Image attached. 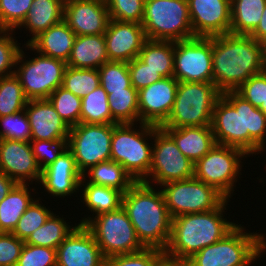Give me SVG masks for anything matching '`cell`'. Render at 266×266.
I'll return each instance as SVG.
<instances>
[{"instance_id": "15", "label": "cell", "mask_w": 266, "mask_h": 266, "mask_svg": "<svg viewBox=\"0 0 266 266\" xmlns=\"http://www.w3.org/2000/svg\"><path fill=\"white\" fill-rule=\"evenodd\" d=\"M173 77L178 82H213L212 37L174 42Z\"/></svg>"}, {"instance_id": "40", "label": "cell", "mask_w": 266, "mask_h": 266, "mask_svg": "<svg viewBox=\"0 0 266 266\" xmlns=\"http://www.w3.org/2000/svg\"><path fill=\"white\" fill-rule=\"evenodd\" d=\"M52 213L53 211L51 212L49 208L39 203V199L34 200L19 219L12 234L25 242L34 231L46 222Z\"/></svg>"}, {"instance_id": "23", "label": "cell", "mask_w": 266, "mask_h": 266, "mask_svg": "<svg viewBox=\"0 0 266 266\" xmlns=\"http://www.w3.org/2000/svg\"><path fill=\"white\" fill-rule=\"evenodd\" d=\"M25 112L30 124V140H68L70 127L48 99L28 100Z\"/></svg>"}, {"instance_id": "53", "label": "cell", "mask_w": 266, "mask_h": 266, "mask_svg": "<svg viewBox=\"0 0 266 266\" xmlns=\"http://www.w3.org/2000/svg\"><path fill=\"white\" fill-rule=\"evenodd\" d=\"M157 266H184V264L164 258Z\"/></svg>"}, {"instance_id": "6", "label": "cell", "mask_w": 266, "mask_h": 266, "mask_svg": "<svg viewBox=\"0 0 266 266\" xmlns=\"http://www.w3.org/2000/svg\"><path fill=\"white\" fill-rule=\"evenodd\" d=\"M134 125L113 124L110 160L119 163L135 182H144L152 163L153 147L147 141L153 138V125L140 122L139 131Z\"/></svg>"}, {"instance_id": "29", "label": "cell", "mask_w": 266, "mask_h": 266, "mask_svg": "<svg viewBox=\"0 0 266 266\" xmlns=\"http://www.w3.org/2000/svg\"><path fill=\"white\" fill-rule=\"evenodd\" d=\"M266 0H231V28L234 35H250L258 26Z\"/></svg>"}, {"instance_id": "12", "label": "cell", "mask_w": 266, "mask_h": 266, "mask_svg": "<svg viewBox=\"0 0 266 266\" xmlns=\"http://www.w3.org/2000/svg\"><path fill=\"white\" fill-rule=\"evenodd\" d=\"M247 154L235 147L215 144L214 147L194 164V177L215 187L227 199L234 191L236 177L241 173L242 157Z\"/></svg>"}, {"instance_id": "8", "label": "cell", "mask_w": 266, "mask_h": 266, "mask_svg": "<svg viewBox=\"0 0 266 266\" xmlns=\"http://www.w3.org/2000/svg\"><path fill=\"white\" fill-rule=\"evenodd\" d=\"M79 224L85 225L92 233L105 259L140 252L146 248L138 239L135 228L122 206L94 218H83Z\"/></svg>"}, {"instance_id": "39", "label": "cell", "mask_w": 266, "mask_h": 266, "mask_svg": "<svg viewBox=\"0 0 266 266\" xmlns=\"http://www.w3.org/2000/svg\"><path fill=\"white\" fill-rule=\"evenodd\" d=\"M100 85L110 94L111 91H125L131 86L128 63L108 61L99 69Z\"/></svg>"}, {"instance_id": "50", "label": "cell", "mask_w": 266, "mask_h": 266, "mask_svg": "<svg viewBox=\"0 0 266 266\" xmlns=\"http://www.w3.org/2000/svg\"><path fill=\"white\" fill-rule=\"evenodd\" d=\"M23 245L12 233L0 232V266H16Z\"/></svg>"}, {"instance_id": "32", "label": "cell", "mask_w": 266, "mask_h": 266, "mask_svg": "<svg viewBox=\"0 0 266 266\" xmlns=\"http://www.w3.org/2000/svg\"><path fill=\"white\" fill-rule=\"evenodd\" d=\"M89 183L117 189L123 194L135 183L133 178L117 162H101L88 170Z\"/></svg>"}, {"instance_id": "2", "label": "cell", "mask_w": 266, "mask_h": 266, "mask_svg": "<svg viewBox=\"0 0 266 266\" xmlns=\"http://www.w3.org/2000/svg\"><path fill=\"white\" fill-rule=\"evenodd\" d=\"M213 83L223 93L235 91L266 70V45L250 35L212 37Z\"/></svg>"}, {"instance_id": "37", "label": "cell", "mask_w": 266, "mask_h": 266, "mask_svg": "<svg viewBox=\"0 0 266 266\" xmlns=\"http://www.w3.org/2000/svg\"><path fill=\"white\" fill-rule=\"evenodd\" d=\"M99 85L100 76L98 69L66 67L62 87L77 97L83 98Z\"/></svg>"}, {"instance_id": "4", "label": "cell", "mask_w": 266, "mask_h": 266, "mask_svg": "<svg viewBox=\"0 0 266 266\" xmlns=\"http://www.w3.org/2000/svg\"><path fill=\"white\" fill-rule=\"evenodd\" d=\"M143 181L135 182L124 194L122 207L146 248L165 250L171 234V221L162 191Z\"/></svg>"}, {"instance_id": "54", "label": "cell", "mask_w": 266, "mask_h": 266, "mask_svg": "<svg viewBox=\"0 0 266 266\" xmlns=\"http://www.w3.org/2000/svg\"><path fill=\"white\" fill-rule=\"evenodd\" d=\"M259 109L266 115V102H263L260 105Z\"/></svg>"}, {"instance_id": "38", "label": "cell", "mask_w": 266, "mask_h": 266, "mask_svg": "<svg viewBox=\"0 0 266 266\" xmlns=\"http://www.w3.org/2000/svg\"><path fill=\"white\" fill-rule=\"evenodd\" d=\"M69 127L80 123L82 99L60 86L48 98Z\"/></svg>"}, {"instance_id": "31", "label": "cell", "mask_w": 266, "mask_h": 266, "mask_svg": "<svg viewBox=\"0 0 266 266\" xmlns=\"http://www.w3.org/2000/svg\"><path fill=\"white\" fill-rule=\"evenodd\" d=\"M138 58L164 78L171 77L174 70V41L147 39Z\"/></svg>"}, {"instance_id": "33", "label": "cell", "mask_w": 266, "mask_h": 266, "mask_svg": "<svg viewBox=\"0 0 266 266\" xmlns=\"http://www.w3.org/2000/svg\"><path fill=\"white\" fill-rule=\"evenodd\" d=\"M108 101L112 124L139 121L138 91L132 85L125 91H111Z\"/></svg>"}, {"instance_id": "43", "label": "cell", "mask_w": 266, "mask_h": 266, "mask_svg": "<svg viewBox=\"0 0 266 266\" xmlns=\"http://www.w3.org/2000/svg\"><path fill=\"white\" fill-rule=\"evenodd\" d=\"M110 19L142 23L145 0H105Z\"/></svg>"}, {"instance_id": "22", "label": "cell", "mask_w": 266, "mask_h": 266, "mask_svg": "<svg viewBox=\"0 0 266 266\" xmlns=\"http://www.w3.org/2000/svg\"><path fill=\"white\" fill-rule=\"evenodd\" d=\"M82 178L72 152L66 148L42 170L40 183L51 196L64 198L79 191Z\"/></svg>"}, {"instance_id": "46", "label": "cell", "mask_w": 266, "mask_h": 266, "mask_svg": "<svg viewBox=\"0 0 266 266\" xmlns=\"http://www.w3.org/2000/svg\"><path fill=\"white\" fill-rule=\"evenodd\" d=\"M57 249L24 243L16 266H57Z\"/></svg>"}, {"instance_id": "36", "label": "cell", "mask_w": 266, "mask_h": 266, "mask_svg": "<svg viewBox=\"0 0 266 266\" xmlns=\"http://www.w3.org/2000/svg\"><path fill=\"white\" fill-rule=\"evenodd\" d=\"M27 101L15 74L0 77V117L25 110Z\"/></svg>"}, {"instance_id": "1", "label": "cell", "mask_w": 266, "mask_h": 266, "mask_svg": "<svg viewBox=\"0 0 266 266\" xmlns=\"http://www.w3.org/2000/svg\"><path fill=\"white\" fill-rule=\"evenodd\" d=\"M211 128L216 144L238 148L249 156L266 148V115L236 91H225L217 100Z\"/></svg>"}, {"instance_id": "30", "label": "cell", "mask_w": 266, "mask_h": 266, "mask_svg": "<svg viewBox=\"0 0 266 266\" xmlns=\"http://www.w3.org/2000/svg\"><path fill=\"white\" fill-rule=\"evenodd\" d=\"M83 177L80 182L82 188L83 204L97 215L115 211L122 206L123 193L117 189L96 185L85 181ZM83 182V183H82ZM85 183V184H84Z\"/></svg>"}, {"instance_id": "45", "label": "cell", "mask_w": 266, "mask_h": 266, "mask_svg": "<svg viewBox=\"0 0 266 266\" xmlns=\"http://www.w3.org/2000/svg\"><path fill=\"white\" fill-rule=\"evenodd\" d=\"M10 31V32H9ZM15 30L0 29V77L15 73L16 60L21 51L18 41L12 37Z\"/></svg>"}, {"instance_id": "14", "label": "cell", "mask_w": 266, "mask_h": 266, "mask_svg": "<svg viewBox=\"0 0 266 266\" xmlns=\"http://www.w3.org/2000/svg\"><path fill=\"white\" fill-rule=\"evenodd\" d=\"M152 139V163L149 180H145V183H156L161 188L165 183L194 177V163L179 150L174 140L162 128L153 125Z\"/></svg>"}, {"instance_id": "10", "label": "cell", "mask_w": 266, "mask_h": 266, "mask_svg": "<svg viewBox=\"0 0 266 266\" xmlns=\"http://www.w3.org/2000/svg\"><path fill=\"white\" fill-rule=\"evenodd\" d=\"M161 187L172 219L185 214L212 211L227 199L215 187L195 177L168 182Z\"/></svg>"}, {"instance_id": "49", "label": "cell", "mask_w": 266, "mask_h": 266, "mask_svg": "<svg viewBox=\"0 0 266 266\" xmlns=\"http://www.w3.org/2000/svg\"><path fill=\"white\" fill-rule=\"evenodd\" d=\"M131 85L139 91L140 89L160 81L164 77L157 71L152 70L138 57L128 62Z\"/></svg>"}, {"instance_id": "52", "label": "cell", "mask_w": 266, "mask_h": 266, "mask_svg": "<svg viewBox=\"0 0 266 266\" xmlns=\"http://www.w3.org/2000/svg\"><path fill=\"white\" fill-rule=\"evenodd\" d=\"M17 185V183L0 171V202Z\"/></svg>"}, {"instance_id": "16", "label": "cell", "mask_w": 266, "mask_h": 266, "mask_svg": "<svg viewBox=\"0 0 266 266\" xmlns=\"http://www.w3.org/2000/svg\"><path fill=\"white\" fill-rule=\"evenodd\" d=\"M178 81L173 76L163 78L138 91L139 122L160 127L173 108Z\"/></svg>"}, {"instance_id": "34", "label": "cell", "mask_w": 266, "mask_h": 266, "mask_svg": "<svg viewBox=\"0 0 266 266\" xmlns=\"http://www.w3.org/2000/svg\"><path fill=\"white\" fill-rule=\"evenodd\" d=\"M76 226L77 224L71 227L64 218L52 213L46 222L34 231L24 243L57 249Z\"/></svg>"}, {"instance_id": "11", "label": "cell", "mask_w": 266, "mask_h": 266, "mask_svg": "<svg viewBox=\"0 0 266 266\" xmlns=\"http://www.w3.org/2000/svg\"><path fill=\"white\" fill-rule=\"evenodd\" d=\"M24 58L25 53L21 48L14 74L20 80L25 97L28 100L48 99L57 88L62 86L67 63L40 53L31 60Z\"/></svg>"}, {"instance_id": "48", "label": "cell", "mask_w": 266, "mask_h": 266, "mask_svg": "<svg viewBox=\"0 0 266 266\" xmlns=\"http://www.w3.org/2000/svg\"><path fill=\"white\" fill-rule=\"evenodd\" d=\"M235 91L254 107L259 108L266 102V70L251 76Z\"/></svg>"}, {"instance_id": "19", "label": "cell", "mask_w": 266, "mask_h": 266, "mask_svg": "<svg viewBox=\"0 0 266 266\" xmlns=\"http://www.w3.org/2000/svg\"><path fill=\"white\" fill-rule=\"evenodd\" d=\"M64 21L76 36L105 34L110 21L105 0H65Z\"/></svg>"}, {"instance_id": "44", "label": "cell", "mask_w": 266, "mask_h": 266, "mask_svg": "<svg viewBox=\"0 0 266 266\" xmlns=\"http://www.w3.org/2000/svg\"><path fill=\"white\" fill-rule=\"evenodd\" d=\"M0 139L30 141L31 130L25 110L0 117Z\"/></svg>"}, {"instance_id": "41", "label": "cell", "mask_w": 266, "mask_h": 266, "mask_svg": "<svg viewBox=\"0 0 266 266\" xmlns=\"http://www.w3.org/2000/svg\"><path fill=\"white\" fill-rule=\"evenodd\" d=\"M164 258L163 250L145 248L140 252L107 258L105 266H157Z\"/></svg>"}, {"instance_id": "24", "label": "cell", "mask_w": 266, "mask_h": 266, "mask_svg": "<svg viewBox=\"0 0 266 266\" xmlns=\"http://www.w3.org/2000/svg\"><path fill=\"white\" fill-rule=\"evenodd\" d=\"M76 35L63 20L51 26L35 37L25 48L51 58L63 60L67 63L70 58Z\"/></svg>"}, {"instance_id": "42", "label": "cell", "mask_w": 266, "mask_h": 266, "mask_svg": "<svg viewBox=\"0 0 266 266\" xmlns=\"http://www.w3.org/2000/svg\"><path fill=\"white\" fill-rule=\"evenodd\" d=\"M33 0H0V29L14 30L25 19Z\"/></svg>"}, {"instance_id": "17", "label": "cell", "mask_w": 266, "mask_h": 266, "mask_svg": "<svg viewBox=\"0 0 266 266\" xmlns=\"http://www.w3.org/2000/svg\"><path fill=\"white\" fill-rule=\"evenodd\" d=\"M194 37L230 33L231 0H187Z\"/></svg>"}, {"instance_id": "18", "label": "cell", "mask_w": 266, "mask_h": 266, "mask_svg": "<svg viewBox=\"0 0 266 266\" xmlns=\"http://www.w3.org/2000/svg\"><path fill=\"white\" fill-rule=\"evenodd\" d=\"M0 171L17 184L41 179L42 170L32 152L30 141L0 139Z\"/></svg>"}, {"instance_id": "3", "label": "cell", "mask_w": 266, "mask_h": 266, "mask_svg": "<svg viewBox=\"0 0 266 266\" xmlns=\"http://www.w3.org/2000/svg\"><path fill=\"white\" fill-rule=\"evenodd\" d=\"M229 199L212 211L176 216L164 250L165 258L184 264L195 253L223 239L238 224L227 221L223 213Z\"/></svg>"}, {"instance_id": "47", "label": "cell", "mask_w": 266, "mask_h": 266, "mask_svg": "<svg viewBox=\"0 0 266 266\" xmlns=\"http://www.w3.org/2000/svg\"><path fill=\"white\" fill-rule=\"evenodd\" d=\"M68 140H30L32 152L41 170L53 163L67 148Z\"/></svg>"}, {"instance_id": "21", "label": "cell", "mask_w": 266, "mask_h": 266, "mask_svg": "<svg viewBox=\"0 0 266 266\" xmlns=\"http://www.w3.org/2000/svg\"><path fill=\"white\" fill-rule=\"evenodd\" d=\"M109 61L128 63L138 57L147 40L140 23L110 19L104 34Z\"/></svg>"}, {"instance_id": "26", "label": "cell", "mask_w": 266, "mask_h": 266, "mask_svg": "<svg viewBox=\"0 0 266 266\" xmlns=\"http://www.w3.org/2000/svg\"><path fill=\"white\" fill-rule=\"evenodd\" d=\"M109 61L104 34L76 36L67 66L99 69Z\"/></svg>"}, {"instance_id": "28", "label": "cell", "mask_w": 266, "mask_h": 266, "mask_svg": "<svg viewBox=\"0 0 266 266\" xmlns=\"http://www.w3.org/2000/svg\"><path fill=\"white\" fill-rule=\"evenodd\" d=\"M28 184H17L0 202V232L12 233L19 219L35 200Z\"/></svg>"}, {"instance_id": "27", "label": "cell", "mask_w": 266, "mask_h": 266, "mask_svg": "<svg viewBox=\"0 0 266 266\" xmlns=\"http://www.w3.org/2000/svg\"><path fill=\"white\" fill-rule=\"evenodd\" d=\"M64 4L65 0H33L24 21L17 27L18 29L24 27L31 32L32 37L26 41V44L64 20Z\"/></svg>"}, {"instance_id": "7", "label": "cell", "mask_w": 266, "mask_h": 266, "mask_svg": "<svg viewBox=\"0 0 266 266\" xmlns=\"http://www.w3.org/2000/svg\"><path fill=\"white\" fill-rule=\"evenodd\" d=\"M221 96L213 82H178L173 108L160 128L211 125L215 104Z\"/></svg>"}, {"instance_id": "25", "label": "cell", "mask_w": 266, "mask_h": 266, "mask_svg": "<svg viewBox=\"0 0 266 266\" xmlns=\"http://www.w3.org/2000/svg\"><path fill=\"white\" fill-rule=\"evenodd\" d=\"M179 150L194 164L216 144L211 125L182 128H162Z\"/></svg>"}, {"instance_id": "13", "label": "cell", "mask_w": 266, "mask_h": 266, "mask_svg": "<svg viewBox=\"0 0 266 266\" xmlns=\"http://www.w3.org/2000/svg\"><path fill=\"white\" fill-rule=\"evenodd\" d=\"M112 135L113 124L79 123L70 127L67 148L83 177L90 167L111 159Z\"/></svg>"}, {"instance_id": "51", "label": "cell", "mask_w": 266, "mask_h": 266, "mask_svg": "<svg viewBox=\"0 0 266 266\" xmlns=\"http://www.w3.org/2000/svg\"><path fill=\"white\" fill-rule=\"evenodd\" d=\"M250 36L256 39L258 42L266 45V6L261 15L260 22L256 29L250 34Z\"/></svg>"}, {"instance_id": "5", "label": "cell", "mask_w": 266, "mask_h": 266, "mask_svg": "<svg viewBox=\"0 0 266 266\" xmlns=\"http://www.w3.org/2000/svg\"><path fill=\"white\" fill-rule=\"evenodd\" d=\"M244 229L237 225L223 239L195 253L184 266H250L265 252L266 236Z\"/></svg>"}, {"instance_id": "35", "label": "cell", "mask_w": 266, "mask_h": 266, "mask_svg": "<svg viewBox=\"0 0 266 266\" xmlns=\"http://www.w3.org/2000/svg\"><path fill=\"white\" fill-rule=\"evenodd\" d=\"M81 99L80 123L112 124L108 94L101 85Z\"/></svg>"}, {"instance_id": "20", "label": "cell", "mask_w": 266, "mask_h": 266, "mask_svg": "<svg viewBox=\"0 0 266 266\" xmlns=\"http://www.w3.org/2000/svg\"><path fill=\"white\" fill-rule=\"evenodd\" d=\"M57 266H105L94 236L85 225L78 224L57 248Z\"/></svg>"}, {"instance_id": "9", "label": "cell", "mask_w": 266, "mask_h": 266, "mask_svg": "<svg viewBox=\"0 0 266 266\" xmlns=\"http://www.w3.org/2000/svg\"><path fill=\"white\" fill-rule=\"evenodd\" d=\"M141 25L149 40L175 42L194 37L187 0H145Z\"/></svg>"}]
</instances>
